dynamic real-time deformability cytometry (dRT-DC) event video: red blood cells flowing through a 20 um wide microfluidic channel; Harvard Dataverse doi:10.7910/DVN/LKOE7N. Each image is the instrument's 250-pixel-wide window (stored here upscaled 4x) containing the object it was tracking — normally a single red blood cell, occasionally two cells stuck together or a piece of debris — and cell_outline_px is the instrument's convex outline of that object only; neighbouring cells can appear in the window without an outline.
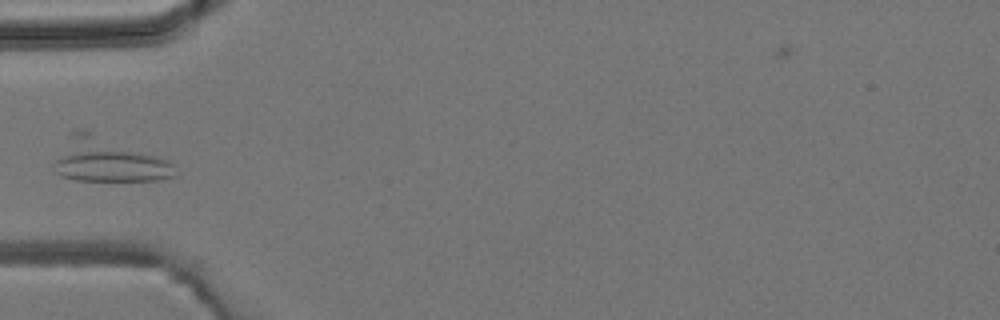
{"species": "common noctule bat (a hibernating species)", "species_latin": "Nyctalus noctula", "temperature_condition": "room temperature", "stored_images_in_passage": 3, "camera_frame_rate_fps": 3000, "um_per_image_px": 0.085, "animal": {"sex": "male", "body_mass_g": 19.2, "forearm_length_mm": 51.8}, "frame": {"image": 1, "passage_image": 3, "time_ms": 2.333, "image_size_px": [1000, 320], "cell_outline_px": [[176, 176], [156, 180], [76, 180], [60, 176], [52, 172], [52, 160], [68, 132], [84, 128], [172, 160]], "centroid_in_image_um": [9.11, 13.56], "position_along_channel_um": 75.9, "area_um2": 32.08}}